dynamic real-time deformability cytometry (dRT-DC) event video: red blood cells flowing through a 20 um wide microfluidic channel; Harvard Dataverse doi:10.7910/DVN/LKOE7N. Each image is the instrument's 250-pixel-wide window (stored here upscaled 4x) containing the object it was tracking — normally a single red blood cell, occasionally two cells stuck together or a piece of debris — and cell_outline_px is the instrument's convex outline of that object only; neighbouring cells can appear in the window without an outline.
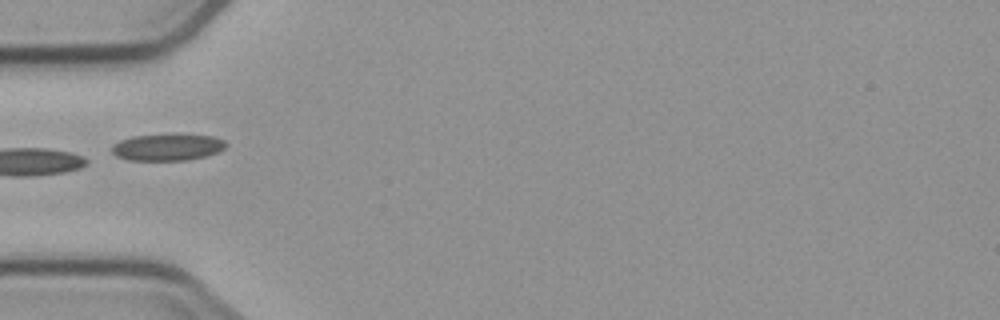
{"species": "common noctule bat (a hibernating species)", "species_latin": "Nyctalus noctula", "temperature_condition": "cold", "stored_images_in_passage": 7, "camera_frame_rate_fps": 3000, "um_per_image_px": 0.085, "animal": {"sex": "male", "body_mass_g": 23.1, "forearm_length_mm": 52.7}, "frame": {"image": 1, "passage_image": 5, "time_ms": 4.667, "image_size_px": [1000, 320], "cell_outline_px": [[228, 144], [224, 148], [216, 152], [204, 156], [188, 160], [128, 160], [116, 156], [112, 152], [112, 144], [120, 140], [132, 136], [212, 136], [224, 140]], "centroid_in_image_um": [14.19, 12.54], "position_along_channel_um": 70.8, "area_um2": 17.17}}
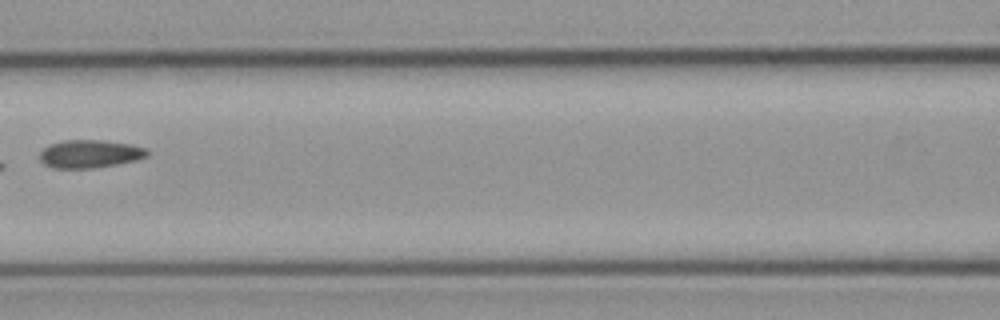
{"frame": {"image": 2, "passage_image": 7, "time_ms": 7.0, "image_size_px": [1000, 320], "cell_outline_px": [[148, 156], [136, 160], [116, 164], [92, 168], [52, 168], [44, 164], [40, 160], [40, 152], [44, 148], [52, 144], [64, 140], [104, 140], [132, 144], [148, 148]], "centroid_in_image_um": [7.66, 13.07], "position_along_channel_um": 158.9, "area_um2": 17.57}}